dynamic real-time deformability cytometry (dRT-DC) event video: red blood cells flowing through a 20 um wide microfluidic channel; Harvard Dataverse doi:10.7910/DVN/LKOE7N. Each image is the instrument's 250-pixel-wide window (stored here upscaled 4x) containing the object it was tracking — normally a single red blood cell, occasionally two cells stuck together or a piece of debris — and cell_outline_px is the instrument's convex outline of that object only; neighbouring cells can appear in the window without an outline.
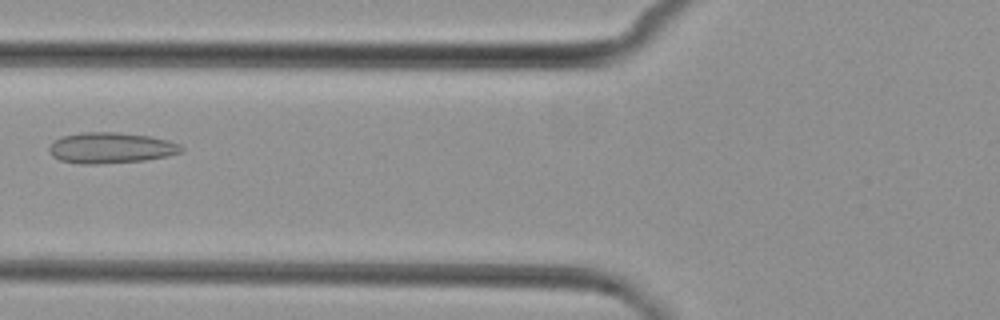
{"species": "common noctule bat (a hibernating species)", "species_latin": "Nyctalus noctula", "temperature_condition": "cold", "stored_images_in_passage": 7, "camera_frame_rate_fps": 3000, "um_per_image_px": 0.085, "animal": {"sex": "female", "body_mass_g": 29.2, "forearm_length_mm": 56.3}, "frame": {"image": 1, "passage_image": 6, "time_ms": 7.0, "image_size_px": [1000, 320], "cell_outline_px": [[184, 152], [168, 156], [144, 160], [96, 164], [76, 164], [60, 160], [52, 156], [48, 148], [56, 140], [64, 136], [84, 132], [120, 132], [152, 136], [168, 140], [180, 144], [184, 148]], "centroid_in_image_um": [9.47, 12.57], "position_along_channel_um": 116.3, "area_um2": 23.87}}
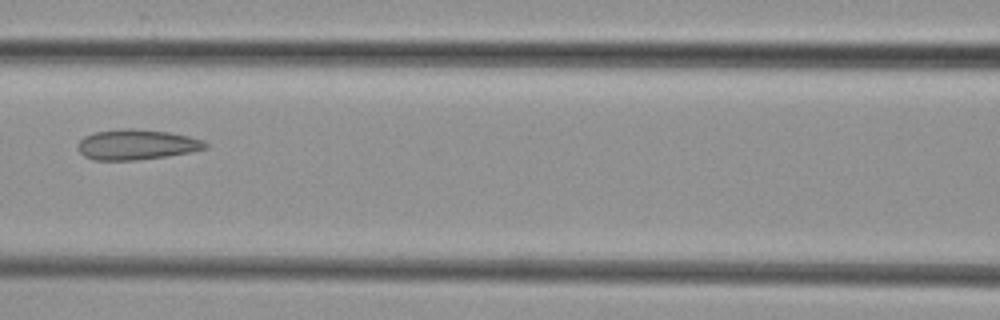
{"frame": {"image": 2, "passage_image": 7, "time_ms": 8.0, "image_size_px": [1000, 320], "cell_outline_px": [[208, 148], [168, 156], [136, 160], [92, 160], [84, 156], [80, 152], [76, 144], [84, 136], [96, 132], [124, 128], [132, 128], [168, 132], [188, 136], [204, 140], [208, 144]], "centroid_in_image_um": [11.6, 12.29], "position_along_channel_um": 155.0, "area_um2": 22.54}}